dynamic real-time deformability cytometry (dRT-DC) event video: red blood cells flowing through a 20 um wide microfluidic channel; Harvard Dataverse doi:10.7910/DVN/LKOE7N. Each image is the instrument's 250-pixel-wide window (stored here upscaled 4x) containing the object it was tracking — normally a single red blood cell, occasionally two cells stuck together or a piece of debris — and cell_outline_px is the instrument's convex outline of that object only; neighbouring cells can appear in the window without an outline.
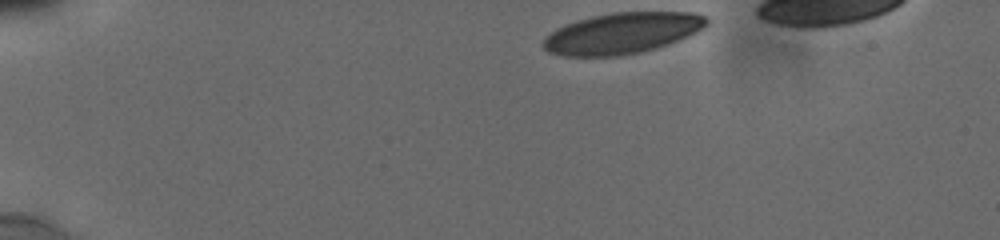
{"species": "human", "species_latin": "Homo sapiens", "temperature_condition": "cold", "stored_images_in_passage": 22, "camera_frame_rate_fps": 3000, "um_per_image_px": 0.085, "donor": {"sex": "male"}, "frame": {"image": 1, "passage_image": 1, "time_ms": 0.0, "image_size_px": [1000, 240], "cell_outline_px": [[708, 24], [704, 28], [696, 32], [668, 44], [656, 48], [624, 56], [564, 56], [548, 52], [544, 48], [544, 40], [556, 28], [592, 16], [612, 12], [692, 12], [704, 16], [708, 20]], "centroid_in_image_um": [52.91, 2.82], "position_along_channel_um": 32.1, "area_um2": 38.78}}
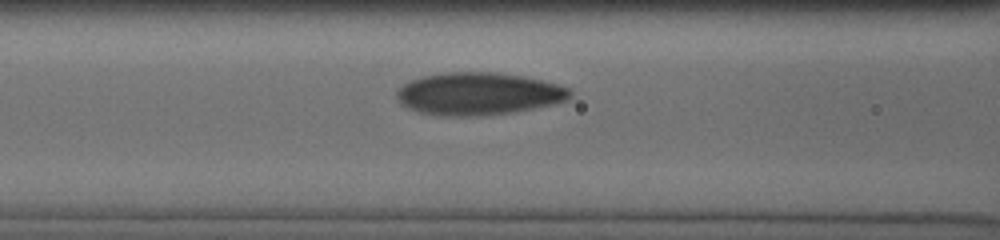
{"frame": {"image": 2, "passage_image": 17, "time_ms": 4.667, "image_size_px": [1000, 240], "cell_outline_px": [[572, 92], [564, 100], [552, 104], [512, 112], [480, 116], [440, 116], [420, 112], [408, 108], [400, 104], [396, 96], [396, 88], [420, 76], [444, 72], [496, 72], [524, 76], [556, 84], [568, 88]], "centroid_in_image_um": [40.58, 7.96], "position_along_channel_um": 126.0, "area_um2": 42.89}}
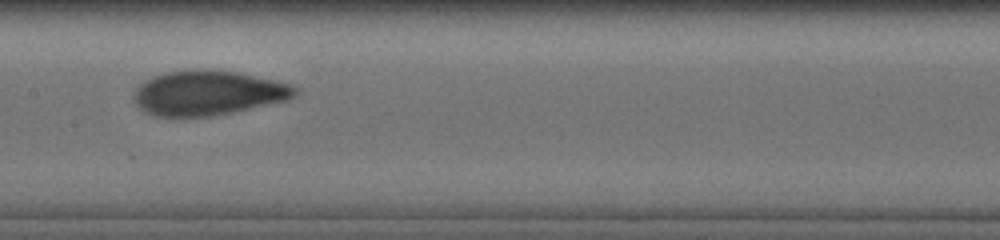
{"frame": {"image": 3, "passage_image": 21, "time_ms": 6.333, "image_size_px": [1000, 240], "cell_outline_px": [[300, 92], [288, 100], [212, 116], [152, 116], [144, 112], [132, 100], [132, 96], [136, 88], [144, 80], [152, 76], [168, 72], [196, 68], [200, 68], [240, 72], [276, 80], [288, 84], [296, 88]], "centroid_in_image_um": [17.65, 7.88], "position_along_channel_um": 189.8, "area_um2": 42.31}}